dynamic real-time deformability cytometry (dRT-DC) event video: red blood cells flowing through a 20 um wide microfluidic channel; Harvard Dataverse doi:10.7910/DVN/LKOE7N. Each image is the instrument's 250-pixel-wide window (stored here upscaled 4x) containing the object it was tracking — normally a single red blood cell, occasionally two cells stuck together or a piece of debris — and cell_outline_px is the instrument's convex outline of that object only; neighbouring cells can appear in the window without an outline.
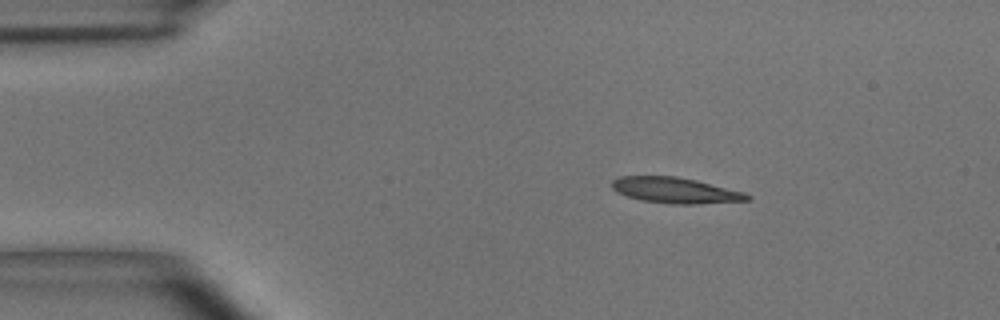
{"species": "common noctule bat (a hibernating species)", "species_latin": "Nyctalus noctula", "temperature_condition": "room temperature", "stored_images_in_passage": 7, "camera_frame_rate_fps": 3000, "um_per_image_px": 0.085, "animal": {"sex": "male", "body_mass_g": 15.6}, "frame": {"image": 1, "passage_image": 1, "time_ms": 0.0, "image_size_px": [1000, 320], "cell_outline_px": [[752, 200], [696, 204], [668, 204], [640, 200], [616, 192], [612, 188], [612, 180], [620, 176], [676, 176], [696, 180], [744, 192], [752, 196]], "centroid_in_image_um": [57.41, 16.18], "position_along_channel_um": 27.6, "area_um2": 20.4}}